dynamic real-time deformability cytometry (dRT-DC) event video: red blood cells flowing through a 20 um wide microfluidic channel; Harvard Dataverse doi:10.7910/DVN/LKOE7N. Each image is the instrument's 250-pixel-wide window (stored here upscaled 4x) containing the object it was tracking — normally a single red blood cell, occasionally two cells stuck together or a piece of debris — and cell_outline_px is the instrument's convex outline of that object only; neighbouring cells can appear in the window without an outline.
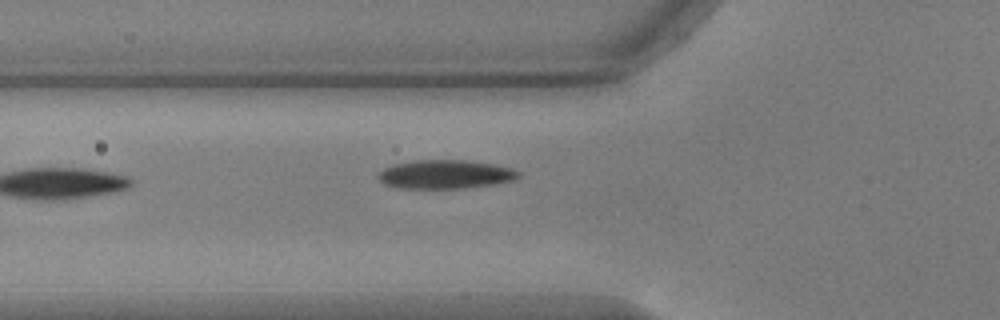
{"species": "common noctule bat (a hibernating species)", "species_latin": "Nyctalus noctula", "temperature_condition": "warm", "stored_images_in_passage": 11, "camera_frame_rate_fps": 3000, "um_per_image_px": 0.085, "animal": {"sex": "male", "body_mass_g": 17.9, "forearm_length_mm": 54.2}, "frame": {"image": 1, "passage_image": 2, "time_ms": 0.333, "image_size_px": [1000, 320], "cell_outline_px": [[520, 176], [512, 180], [492, 184], [464, 188], [396, 188], [384, 184], [376, 176], [384, 168], [392, 164], [416, 160], [464, 160], [492, 164], [512, 168], [520, 172]], "centroid_in_image_um": [37.81, 14.82], "position_along_channel_um": 88.0, "area_um2": 23.41}}
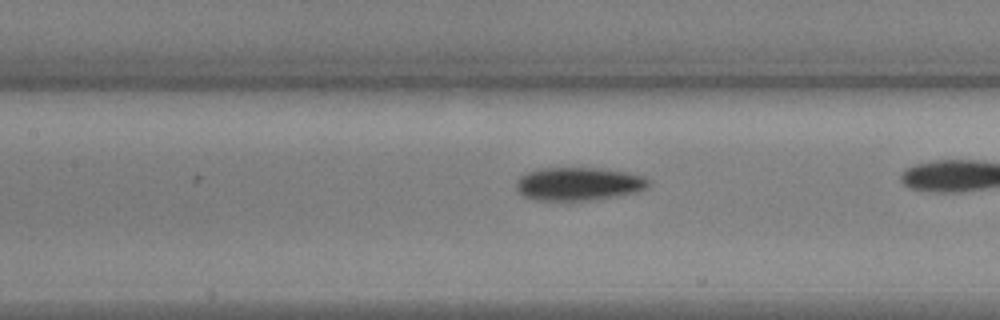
{"frame": {"image": 2, "passage_image": 5, "time_ms": 1.333, "image_size_px": [1000, 320], "cell_outline_px": [[652, 184], [648, 188], [636, 192], [616, 196], [588, 200], [532, 200], [524, 196], [516, 188], [516, 180], [520, 176], [528, 172], [540, 168], [600, 168], [624, 172], [644, 176], [652, 180]], "centroid_in_image_um": [49.21, 15.62], "position_along_channel_um": 158.2, "area_um2": 25.72}}
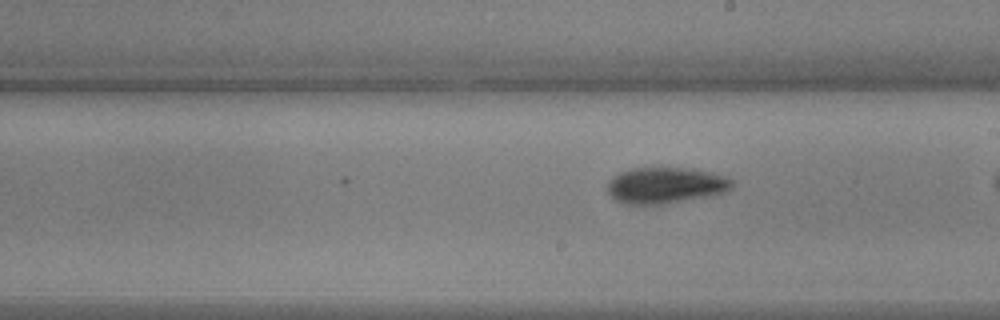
{"frame": {"image": 3, "passage_image": 11, "time_ms": 3.333, "image_size_px": [1000, 320], "cell_outline_px": [[736, 184], [732, 188], [724, 192], [664, 204], [624, 204], [616, 200], [608, 192], [608, 180], [620, 172], [632, 168], [692, 168], [712, 172], [728, 176]], "centroid_in_image_um": [56.59, 15.74], "position_along_channel_um": 232.4, "area_um2": 26.24}}